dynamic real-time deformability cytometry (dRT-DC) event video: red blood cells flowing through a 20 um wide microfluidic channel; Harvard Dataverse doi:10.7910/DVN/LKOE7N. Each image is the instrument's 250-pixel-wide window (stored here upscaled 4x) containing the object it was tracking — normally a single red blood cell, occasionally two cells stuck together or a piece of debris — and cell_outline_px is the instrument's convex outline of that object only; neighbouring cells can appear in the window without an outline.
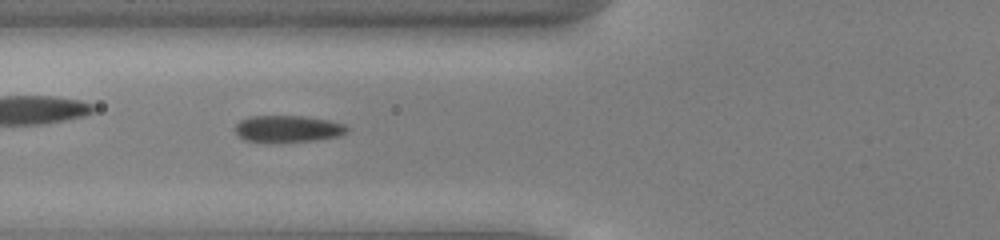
{"species": "common noctule bat (a hibernating species)", "species_latin": "Nyctalus noctula", "temperature_condition": "cold", "stored_images_in_passage": 38, "camera_frame_rate_fps": 3000, "um_per_image_px": 0.085, "animal": {"sex": "male", "body_mass_g": 13.0, "forearm_length_mm": 53.1}, "frame": {"image": 1, "passage_image": 6, "time_ms": 1.667, "image_size_px": [1000, 240], "cell_outline_px": [[348, 132], [340, 136], [316, 140], [244, 140], [236, 136], [236, 124], [240, 120], [248, 116], [304, 116], [328, 120], [344, 124], [348, 128]], "centroid_in_image_um": [24.48, 10.91], "position_along_channel_um": 101.3, "area_um2": 16.99}}
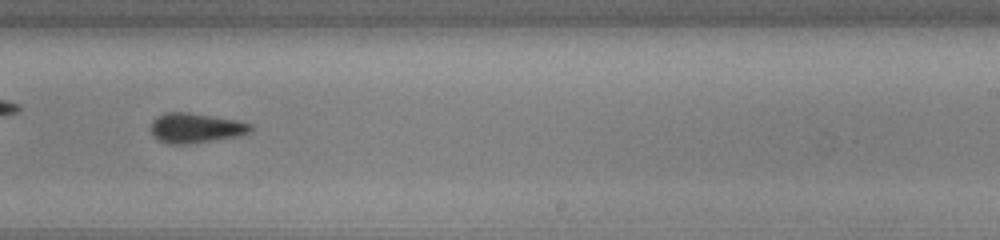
{"frame": {"image": 2, "passage_image": 19, "time_ms": 6.0, "image_size_px": [1000, 240], "cell_outline_px": [[252, 132], [240, 136], [188, 144], [168, 144], [156, 140], [152, 136], [152, 120], [156, 116], [164, 112], [188, 112], [236, 120], [252, 124]], "centroid_in_image_um": [16.62, 10.88], "position_along_channel_um": 272.4, "area_um2": 17.57}}
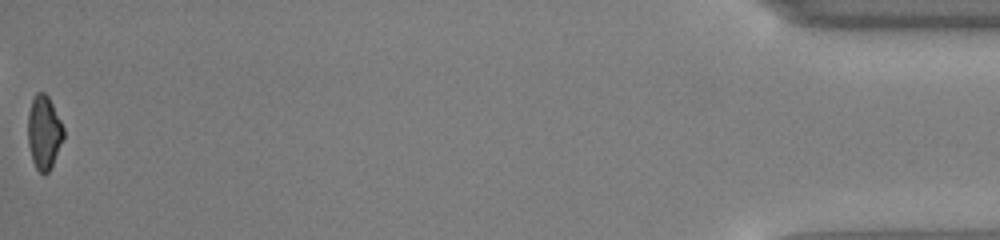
{"frame": {"image": 3, "passage_image": 38, "time_ms": 12.333, "image_size_px": [1000, 240], "cell_outline_px": [[64, 136], [52, 168], [44, 176], [36, 168], [32, 160], [28, 144], [28, 112], [32, 100], [36, 92], [44, 92], [48, 96], [64, 128]], "centroid_in_image_um": [3.74, 11.28], "position_along_channel_um": 431.5, "area_um2": 15.37}, "authors_computed_cell_mechanics": {"area_um2": 17.1666, "velocity_mm_per_s": 3.9507, "shape_relaxation_time_tau1_ms": 1.9629, "shape_relaxation_time_tau2_ms": 3.1311, "deformation_change_tau1": 0.091, "deformation_change_tau2": 0.0787}}